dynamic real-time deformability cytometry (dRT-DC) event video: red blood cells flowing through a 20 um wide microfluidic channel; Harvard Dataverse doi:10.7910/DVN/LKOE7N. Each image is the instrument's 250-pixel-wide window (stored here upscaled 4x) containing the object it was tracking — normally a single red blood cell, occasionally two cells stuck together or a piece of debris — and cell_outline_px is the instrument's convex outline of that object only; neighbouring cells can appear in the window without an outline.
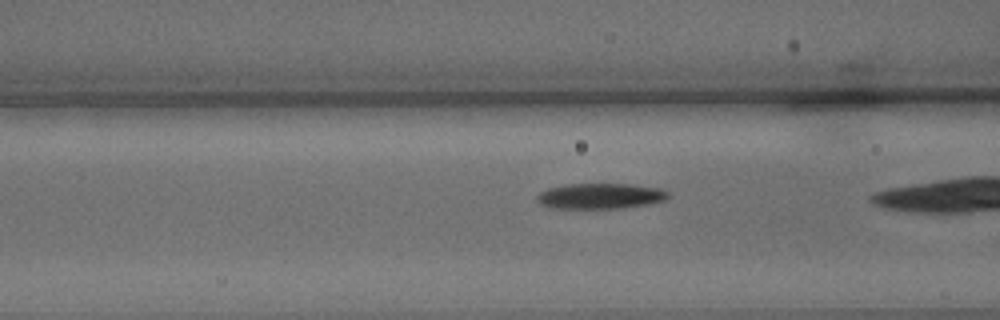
{"species": "common noctule bat (a hibernating species)", "species_latin": "Nyctalus noctula", "temperature_condition": "warm", "stored_images_in_passage": 32, "camera_frame_rate_fps": 3000, "um_per_image_px": 0.085, "animal": {"sex": "male", "body_mass_g": 15.6}, "frame": {"image": 1, "passage_image": 11, "time_ms": 3.333, "image_size_px": [1000, 320], "cell_outline_px": [[672, 196], [664, 200], [652, 204], [624, 208], [552, 208], [540, 204], [536, 200], [536, 196], [540, 192], [548, 188], [568, 184], [628, 184], [660, 188], [668, 192]], "centroid_in_image_um": [51.06, 16.67], "position_along_channel_um": 115.5, "area_um2": 19.71}}
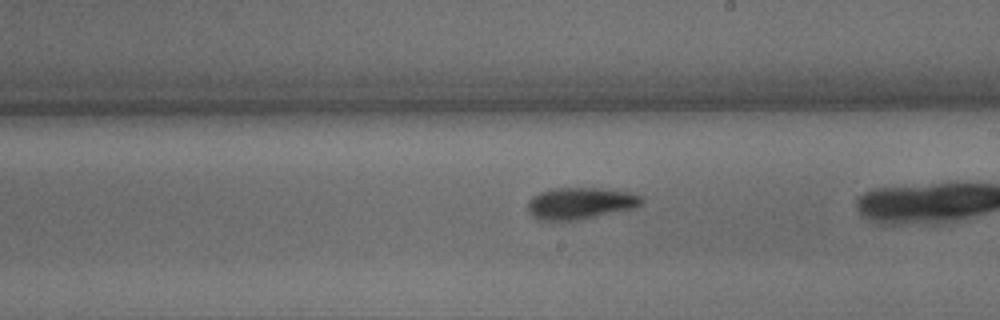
{"frame": {"image": 2, "passage_image": 21, "time_ms": 6.667, "image_size_px": [1000, 320], "cell_outline_px": [[644, 200], [636, 208], [580, 220], [536, 220], [528, 212], [528, 200], [532, 196], [540, 192], [552, 188], [600, 188], [628, 192], [640, 196]], "centroid_in_image_um": [49.3, 17.29], "position_along_channel_um": 239.7, "area_um2": 21.21}}
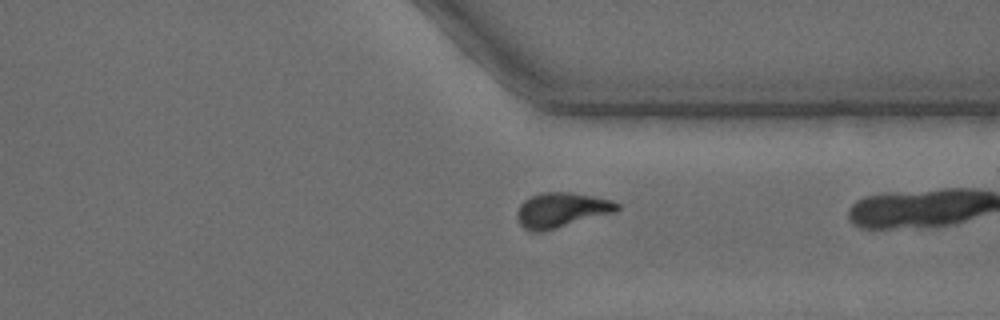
{"frame": {"image": 3, "passage_image": 31, "time_ms": 10.0, "image_size_px": [1000, 320], "cell_outline_px": [[620, 208], [616, 212], [544, 232], [532, 232], [524, 228], [520, 224], [516, 216], [516, 212], [520, 204], [524, 200], [540, 192], [568, 192], [592, 196], [612, 200], [620, 204]], "centroid_in_image_um": [47.72, 17.87], "position_along_channel_um": 363.7, "area_um2": 20.58}}